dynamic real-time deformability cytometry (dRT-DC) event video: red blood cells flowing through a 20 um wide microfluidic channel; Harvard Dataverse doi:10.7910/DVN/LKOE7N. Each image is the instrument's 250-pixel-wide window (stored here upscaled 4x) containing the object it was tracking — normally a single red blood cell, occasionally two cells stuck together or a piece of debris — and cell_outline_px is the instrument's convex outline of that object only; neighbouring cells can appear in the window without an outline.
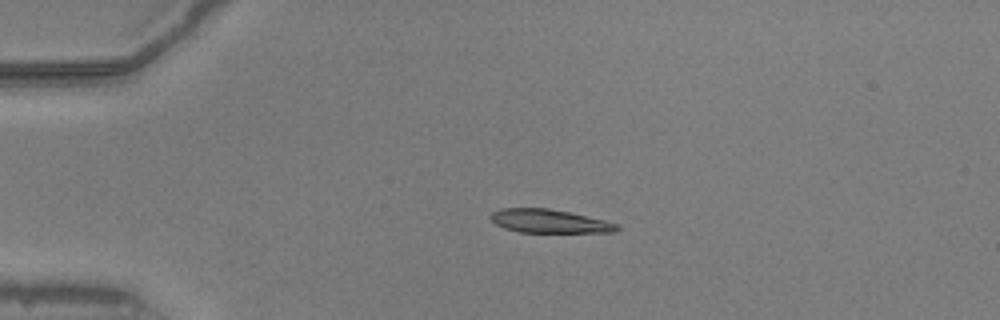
{"species": "common noctule bat (a hibernating species)", "species_latin": "Nyctalus noctula", "temperature_condition": "warm", "stored_images_in_passage": 41, "camera_frame_rate_fps": 3000, "um_per_image_px": 0.085, "animal": {"sex": "male", "body_mass_g": 20.5, "forearm_length_mm": 52.5}, "frame": {"image": 1, "passage_image": 1, "time_ms": 0.0, "image_size_px": [1000, 320], "cell_outline_px": [[620, 228], [616, 232], [520, 232], [504, 228], [496, 224], [492, 220], [492, 212], [500, 208], [548, 208], [568, 212], [604, 220], [616, 224]], "centroid_in_image_um": [46.68, 18.8], "position_along_channel_um": 38.3, "area_um2": 17.05}}
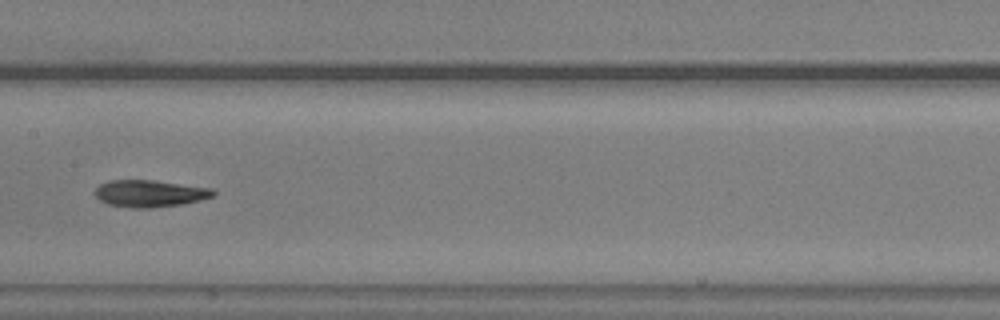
{"frame": {"image": 2, "passage_image": 16, "time_ms": 5.0, "image_size_px": [1000, 320], "cell_outline_px": [[216, 192], [212, 196], [200, 200], [180, 204], [152, 208], [132, 208], [108, 204], [100, 200], [92, 192], [100, 184], [108, 180], [152, 180], [212, 188]], "centroid_in_image_um": [12.69, 16.44], "position_along_channel_um": 194.7, "area_um2": 18.55}}
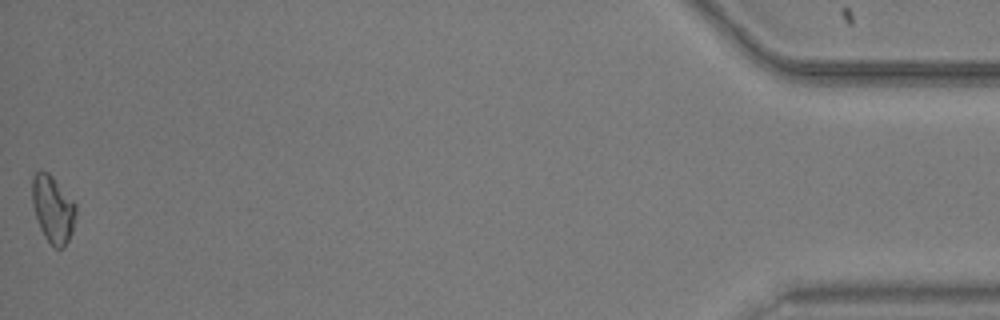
{"frame": {"image": 3, "passage_image": 41, "time_ms": 13.333, "image_size_px": [1000, 320], "cell_outline_px": [[76, 216], [72, 232], [68, 240], [60, 248], [52, 248], [44, 236], [40, 228], [32, 204], [32, 176], [36, 172], [48, 172], [52, 176], [76, 204]], "centroid_in_image_um": [4.49, 17.79], "position_along_channel_um": 430.7, "area_um2": 16.99}, "authors_computed_cell_mechanics": {"area_um2": 18.0336, "velocity_mm_per_s": 3.9151, "shape_relaxation_time_tau1_ms": 6.3818, "shape_relaxation_time_tau2_ms": null, "deformation_change_tau1": 0.22, "deformation_change_tau2": null}}